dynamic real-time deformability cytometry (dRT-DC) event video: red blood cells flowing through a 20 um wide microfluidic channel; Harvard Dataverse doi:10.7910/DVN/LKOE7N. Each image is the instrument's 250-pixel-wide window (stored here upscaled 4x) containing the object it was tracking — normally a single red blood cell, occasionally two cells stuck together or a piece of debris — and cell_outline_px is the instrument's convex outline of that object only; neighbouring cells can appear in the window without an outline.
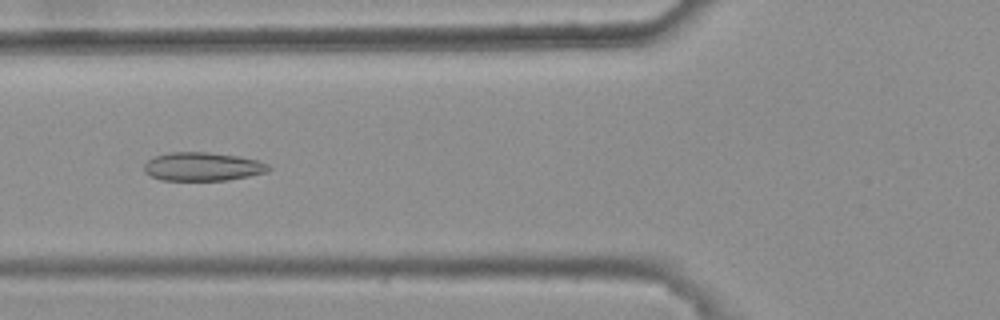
{"species": "common noctule bat (a hibernating species)", "species_latin": "Nyctalus noctula", "temperature_condition": "warm", "stored_images_in_passage": 6, "camera_frame_rate_fps": 3000, "um_per_image_px": 0.085, "animal": {"sex": "female", "body_mass_g": 25.1}, "frame": {"image": 1, "passage_image": 4, "time_ms": 1.0, "image_size_px": [1000, 320], "cell_outline_px": [[272, 168], [264, 172], [248, 176], [228, 180], [160, 180], [144, 172], [144, 164], [148, 160], [156, 156], [172, 152], [208, 152], [240, 156], [256, 160], [268, 164]], "centroid_in_image_um": [17.21, 14.16], "position_along_channel_um": 108.6, "area_um2": 20.58}}
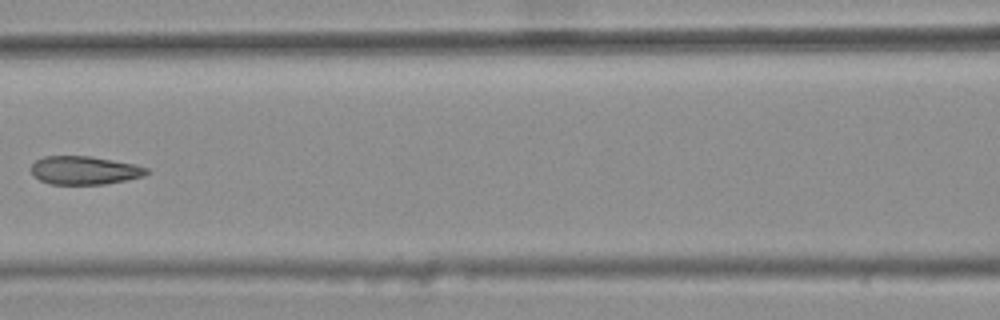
{"frame": {"image": 2, "passage_image": 5, "time_ms": 1.333, "image_size_px": [1000, 320], "cell_outline_px": [[152, 172], [144, 176], [128, 180], [104, 184], [52, 184], [40, 180], [32, 172], [32, 164], [36, 160], [44, 156], [88, 156], [136, 164], [148, 168]], "centroid_in_image_um": [7.25, 14.48], "position_along_channel_um": 159.4, "area_um2": 19.07}}
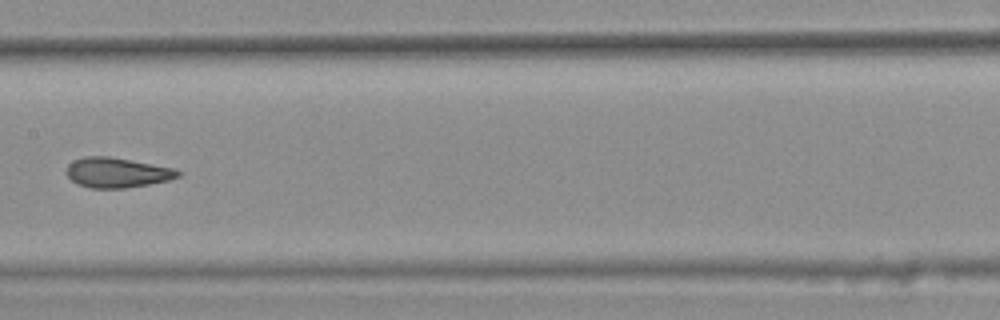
{"frame": {"image": 3, "passage_image": 6, "time_ms": 1.667, "image_size_px": [1000, 320], "cell_outline_px": [[184, 172], [180, 176], [168, 180], [148, 184], [124, 188], [92, 188], [76, 184], [64, 172], [68, 164], [72, 160], [84, 156], [108, 156], [176, 168]], "centroid_in_image_um": [9.94, 14.66], "position_along_channel_um": 197.5, "area_um2": 19.71}}